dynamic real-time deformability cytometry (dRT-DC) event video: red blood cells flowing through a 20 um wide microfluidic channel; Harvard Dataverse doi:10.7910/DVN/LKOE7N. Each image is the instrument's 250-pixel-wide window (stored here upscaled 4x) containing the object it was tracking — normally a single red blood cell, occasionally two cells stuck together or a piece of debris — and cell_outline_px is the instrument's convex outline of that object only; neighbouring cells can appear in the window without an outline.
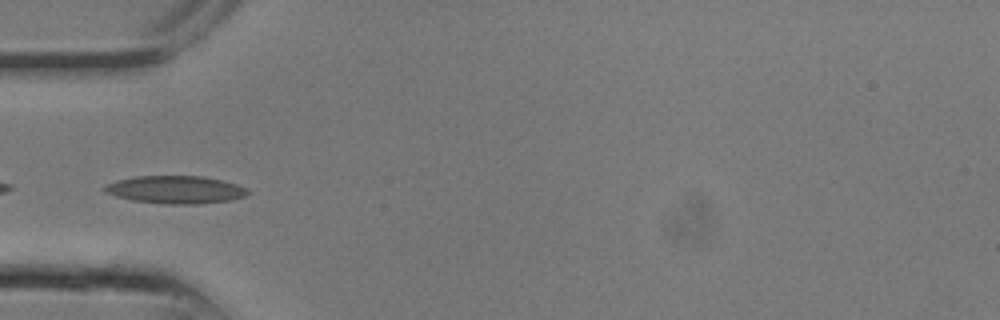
{"species": "common noctule bat (a hibernating species)", "species_latin": "Nyctalus noctula", "temperature_condition": "room temperature", "stored_images_in_passage": 8, "camera_frame_rate_fps": 3000, "um_per_image_px": 0.085, "animal": {"sex": "male", "body_mass_g": 13.3}, "frame": {"image": 1, "passage_image": 7, "time_ms": 2.0, "image_size_px": [1000, 320], "cell_outline_px": [[248, 192], [244, 196], [232, 200], [196, 204], [164, 204], [132, 200], [116, 196], [104, 192], [100, 188], [104, 184], [116, 180], [136, 176], [204, 176], [224, 180], [236, 184], [244, 188]], "centroid_in_image_um": [14.85, 16.11], "position_along_channel_um": 70.2, "area_um2": 23.29}}